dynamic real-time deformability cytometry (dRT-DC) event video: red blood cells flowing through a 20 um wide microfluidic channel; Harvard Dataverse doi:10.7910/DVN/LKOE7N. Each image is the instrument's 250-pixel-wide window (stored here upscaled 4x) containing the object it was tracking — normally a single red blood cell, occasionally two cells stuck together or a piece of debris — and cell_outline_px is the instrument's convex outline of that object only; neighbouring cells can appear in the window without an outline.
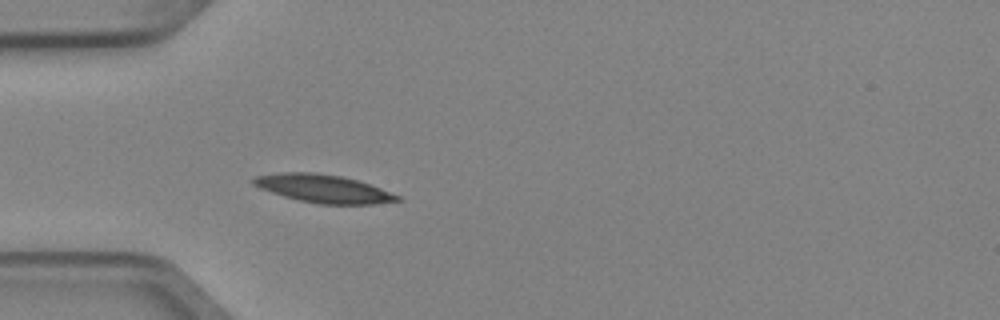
{"species": "Egyptian fruit bat (a non-hibernating species)", "species_latin": "Rousettus aegyptiacus", "temperature_condition": "cold", "stored_images_in_passage": 4, "camera_frame_rate_fps": 3000, "um_per_image_px": 0.085, "animal": {"sex": "female"}, "frame": {"image": 1, "passage_image": 4, "time_ms": 1.0, "image_size_px": [1000, 320], "cell_outline_px": [[400, 200], [372, 204], [316, 204], [284, 196], [260, 188], [252, 184], [252, 176], [280, 172], [312, 172], [340, 176], [356, 180], [380, 188], [400, 196]], "centroid_in_image_um": [27.43, 16.02], "position_along_channel_um": 57.6, "area_um2": 23.29}}